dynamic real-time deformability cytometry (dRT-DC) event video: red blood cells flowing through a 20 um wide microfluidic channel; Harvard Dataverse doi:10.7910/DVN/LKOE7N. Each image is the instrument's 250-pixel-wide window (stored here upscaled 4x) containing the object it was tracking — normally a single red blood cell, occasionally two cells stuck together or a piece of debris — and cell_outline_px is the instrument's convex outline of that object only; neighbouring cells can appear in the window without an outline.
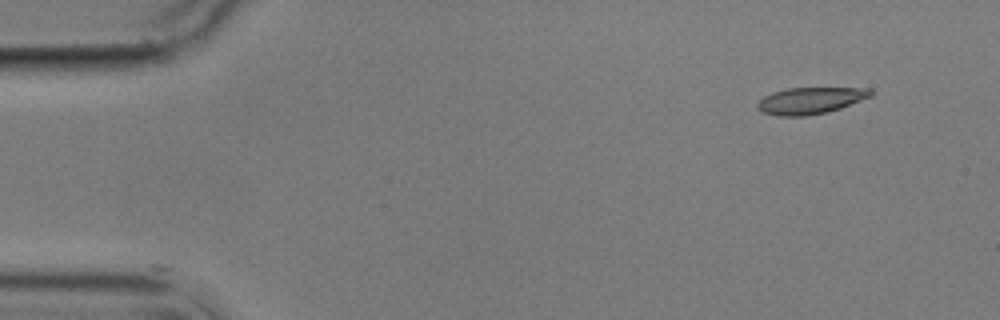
{"species": "common noctule bat (a hibernating species)", "species_latin": "Nyctalus noctula", "temperature_condition": "cold", "stored_images_in_passage": 5, "segment_of_instrument_passage": [2, 2], "camera_frame_rate_fps": 3000, "um_per_image_px": 0.085, "animal": {"sex": "male", "body_mass_g": 17.9}, "frame": {"image": 1, "passage_image": 5, "time_ms": 5.667, "image_size_px": [1000, 320], "cell_outline_px": [[872, 96], [840, 108], [828, 112], [808, 116], [780, 116], [760, 112], [756, 108], [756, 104], [764, 96], [772, 92], [788, 88], [872, 88]], "centroid_in_image_um": [68.85, 8.55], "position_along_channel_um": 16.1, "area_um2": 17.69}}